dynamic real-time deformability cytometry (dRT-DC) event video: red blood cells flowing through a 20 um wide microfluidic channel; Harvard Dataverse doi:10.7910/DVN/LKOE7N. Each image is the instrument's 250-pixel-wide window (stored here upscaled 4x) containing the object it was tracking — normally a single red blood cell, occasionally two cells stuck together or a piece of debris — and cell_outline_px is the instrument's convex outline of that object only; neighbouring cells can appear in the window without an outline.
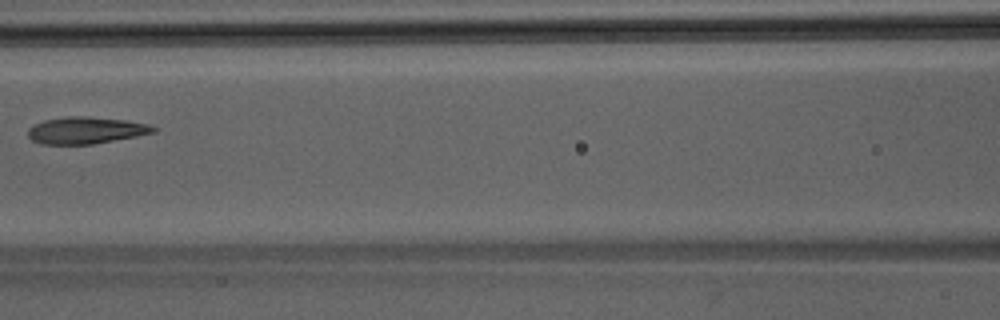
{"species": "Egyptian fruit bat (a non-hibernating species)", "species_latin": "Rousettus aegyptiacus", "temperature_condition": "room temperature", "stored_images_in_passage": 3, "camera_frame_rate_fps": 3000, "um_per_image_px": 0.085, "animal": {"sex": "male"}, "frame": {"image": 1, "passage_image": 3, "time_ms": 0.667, "image_size_px": [1000, 320], "cell_outline_px": [[160, 128], [156, 132], [136, 136], [92, 144], [40, 144], [32, 140], [28, 136], [28, 128], [32, 124], [44, 120], [68, 116], [88, 116], [124, 120], [148, 124]], "centroid_in_image_um": [7.29, 11.07], "position_along_channel_um": 159.3, "area_um2": 19.71}}